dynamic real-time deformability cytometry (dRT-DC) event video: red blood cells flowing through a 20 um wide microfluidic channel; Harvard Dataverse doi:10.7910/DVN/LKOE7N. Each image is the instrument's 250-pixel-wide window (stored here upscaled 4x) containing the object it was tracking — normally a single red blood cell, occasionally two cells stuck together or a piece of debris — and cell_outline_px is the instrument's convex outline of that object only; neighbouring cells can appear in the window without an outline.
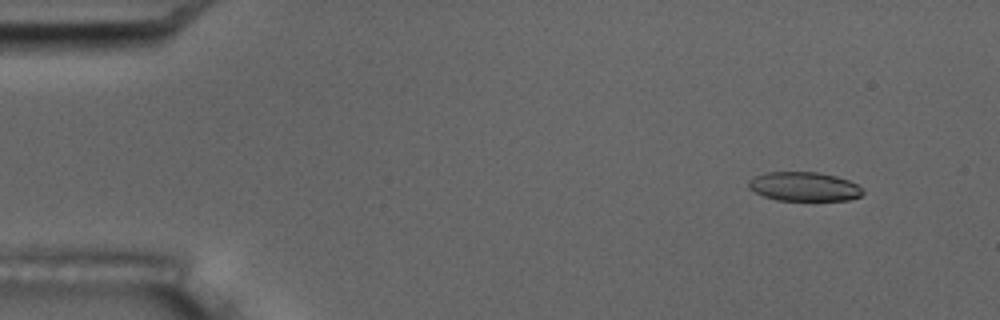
{"species": "common noctule bat (a hibernating species)", "species_latin": "Nyctalus noctula", "temperature_condition": "room temperature", "stored_images_in_passage": 5, "camera_frame_rate_fps": 3000, "um_per_image_px": 0.085, "animal": {"sex": "male", "body_mass_g": 17.5, "forearm_length_mm": 52.3}, "frame": {"image": 1, "passage_image": 1, "time_ms": 0.0, "image_size_px": [1000, 320], "cell_outline_px": [[864, 192], [860, 196], [848, 200], [776, 200], [764, 196], [748, 188], [748, 184], [756, 176], [768, 172], [816, 172], [836, 176], [848, 180], [856, 184]], "centroid_in_image_um": [68.36, 15.86], "position_along_channel_um": 16.6, "area_um2": 19.07}}